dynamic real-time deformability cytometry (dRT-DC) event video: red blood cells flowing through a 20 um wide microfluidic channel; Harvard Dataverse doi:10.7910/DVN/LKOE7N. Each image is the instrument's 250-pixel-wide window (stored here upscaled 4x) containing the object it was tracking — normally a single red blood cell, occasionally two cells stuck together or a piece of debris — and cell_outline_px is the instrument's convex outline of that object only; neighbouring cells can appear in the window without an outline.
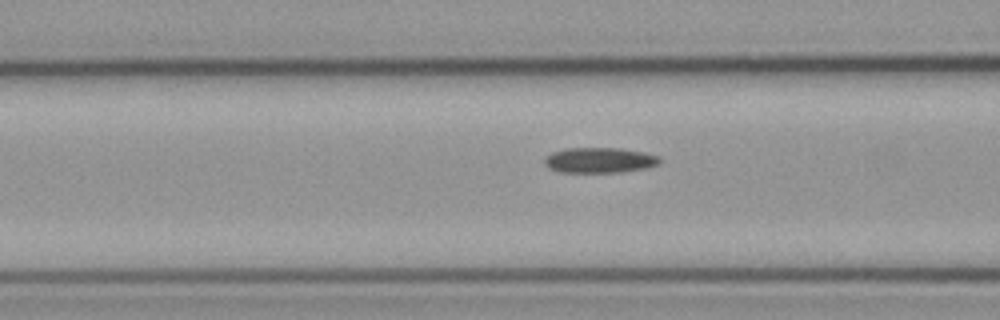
{"species": "common noctule bat (a hibernating species)", "species_latin": "Nyctalus noctula", "temperature_condition": "cold", "stored_images_in_passage": 29, "camera_frame_rate_fps": 3000, "um_per_image_px": 0.085, "animal": {"sex": "male", "body_mass_g": 23.1, "forearm_length_mm": 52.7}, "frame": {"image": 1, "passage_image": 7, "time_ms": 2.0, "image_size_px": [1000, 320], "cell_outline_px": [[660, 164], [648, 168], [620, 172], [560, 172], [548, 168], [544, 164], [544, 156], [552, 152], [564, 148], [620, 148], [644, 152], [660, 156]], "centroid_in_image_um": [50.95, 13.61], "position_along_channel_um": 115.6, "area_um2": 17.28}}
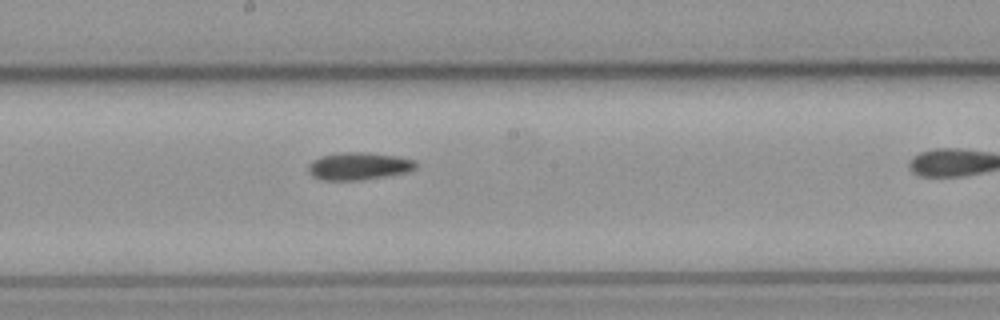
{"frame": {"image": 2, "passage_image": 15, "time_ms": 4.667, "image_size_px": [1000, 320], "cell_outline_px": [[416, 168], [408, 172], [364, 180], [320, 180], [312, 176], [308, 172], [308, 164], [312, 160], [320, 156], [344, 152], [364, 152], [396, 156], [416, 160]], "centroid_in_image_um": [30.47, 14.13], "position_along_channel_um": 217.7, "area_um2": 17.4}}
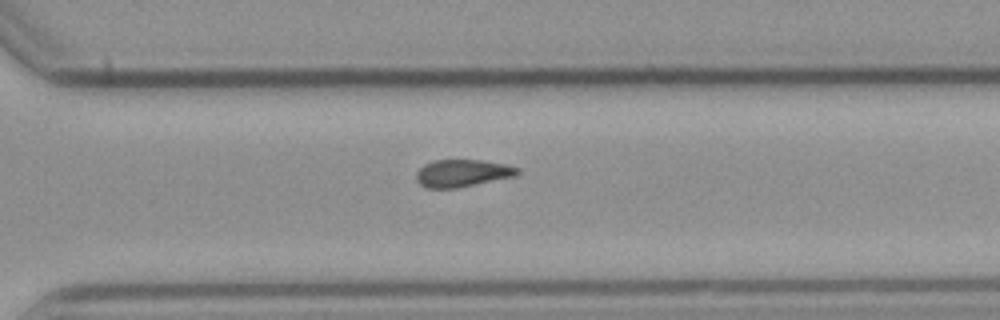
{"frame": {"image": 3, "passage_image": 24, "time_ms": 7.667, "image_size_px": [1000, 320], "cell_outline_px": [[520, 172], [516, 176], [456, 188], [424, 188], [416, 180], [416, 172], [424, 164], [436, 160], [484, 160], [504, 164], [516, 168]], "centroid_in_image_um": [39.26, 14.72], "position_along_channel_um": 331.3, "area_um2": 16.07}}